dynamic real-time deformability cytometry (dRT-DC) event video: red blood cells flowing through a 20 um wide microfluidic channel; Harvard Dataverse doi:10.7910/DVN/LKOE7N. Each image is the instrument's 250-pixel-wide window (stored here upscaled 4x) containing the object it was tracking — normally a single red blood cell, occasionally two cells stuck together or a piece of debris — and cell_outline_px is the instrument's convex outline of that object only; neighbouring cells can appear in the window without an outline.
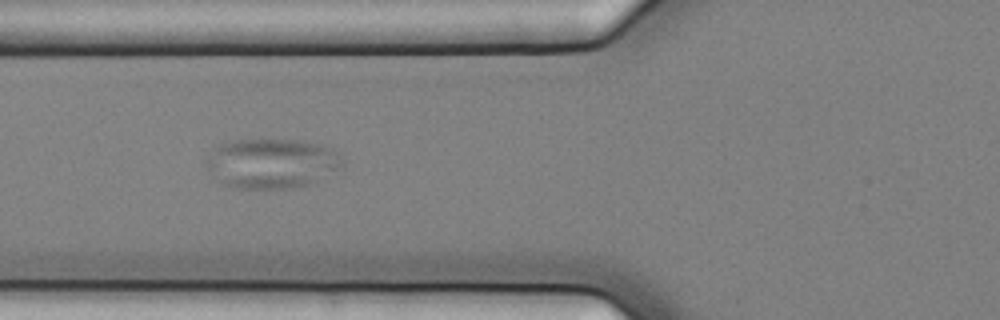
{"species": "common noctule bat (a hibernating species)", "species_latin": "Nyctalus noctula", "temperature_condition": "cold", "stored_images_in_passage": 9, "camera_frame_rate_fps": 3000, "um_per_image_px": 0.085, "animal": {"sex": "female", "body_mass_g": 25.1}, "frame": {"image": 1, "passage_image": 5, "time_ms": 1.333, "image_size_px": [1000, 320], "cell_outline_px": [[344, 164], [312, 184], [292, 188], [236, 188], [220, 184], [212, 180], [204, 164], [208, 156], [220, 144], [232, 140], [260, 136], [304, 140], [324, 144], [340, 152], [344, 160]], "centroid_in_image_um": [23.06, 13.84], "position_along_channel_um": 102.7, "area_um2": 41.27}}
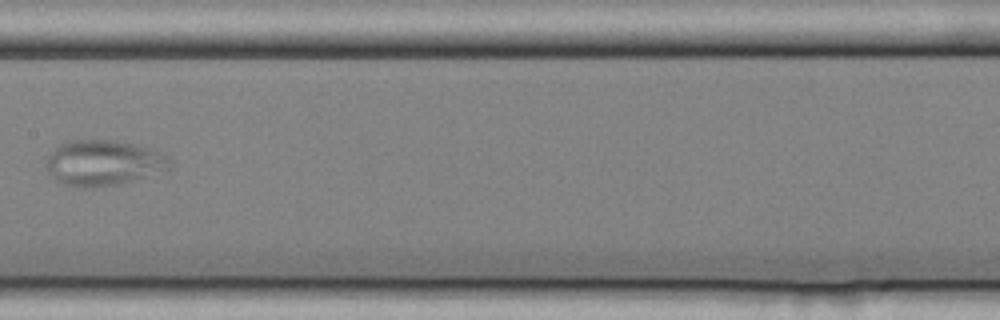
{"frame": {"image": 2, "passage_image": 7, "time_ms": 2.0, "image_size_px": [1000, 320], "cell_outline_px": [[176, 160], [172, 168], [120, 184], [92, 188], [80, 188], [60, 184], [52, 180], [48, 168], [48, 156], [56, 144], [64, 140], [116, 140], [136, 144], [172, 156]], "centroid_in_image_um": [8.82, 13.84], "position_along_channel_um": 198.6, "area_um2": 33.64}}
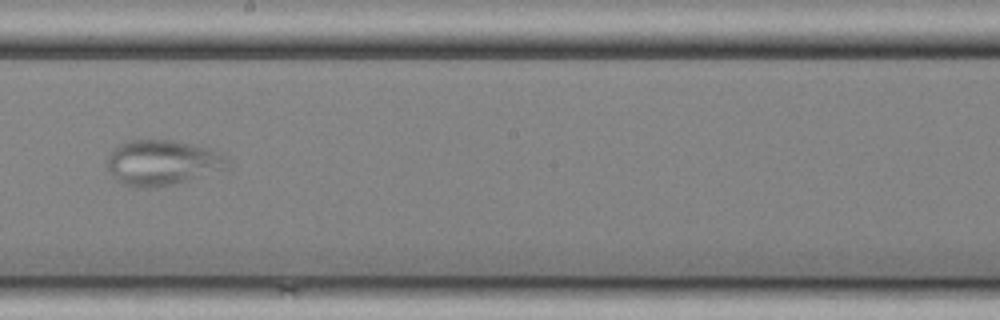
{"frame": {"image": 3, "passage_image": 8, "time_ms": 2.333, "image_size_px": [1000, 320], "cell_outline_px": [[228, 168], [172, 184], [156, 188], [136, 188], [124, 184], [116, 180], [112, 176], [108, 168], [108, 156], [112, 148], [128, 140], [172, 140], [192, 144], [224, 152], [228, 156]], "centroid_in_image_um": [13.79, 13.82], "position_along_channel_um": 234.4, "area_um2": 31.91}}